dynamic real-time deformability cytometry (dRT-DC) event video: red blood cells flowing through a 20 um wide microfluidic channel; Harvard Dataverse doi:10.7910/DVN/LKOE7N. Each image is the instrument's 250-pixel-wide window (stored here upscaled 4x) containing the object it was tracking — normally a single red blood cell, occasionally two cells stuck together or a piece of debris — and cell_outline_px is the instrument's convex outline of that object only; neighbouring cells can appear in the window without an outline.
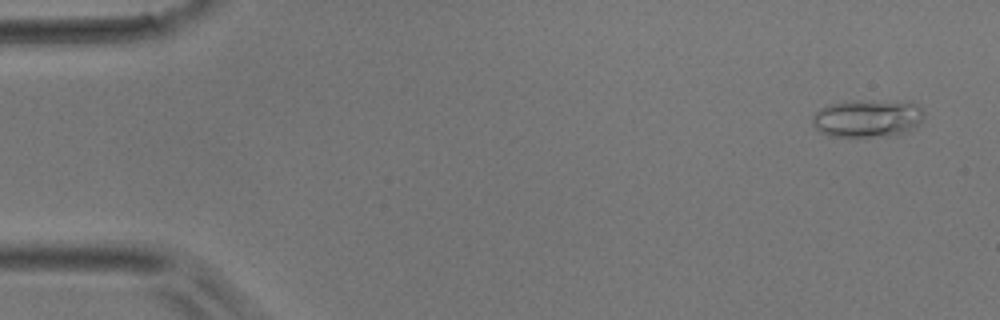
{"species": "common noctule bat (a hibernating species)", "species_latin": "Nyctalus noctula", "temperature_condition": "room temperature", "stored_images_in_passage": 9, "camera_frame_rate_fps": 3000, "um_per_image_px": 0.085, "animal": {"sex": "male", "body_mass_g": 17.9}, "frame": {"image": 1, "passage_image": 3, "time_ms": 0.667, "image_size_px": [1000, 320], "cell_outline_px": [[924, 116], [920, 124], [912, 128], [892, 136], [832, 136], [820, 132], [812, 124], [812, 116], [820, 108], [844, 100], [912, 100], [924, 112]], "centroid_in_image_um": [73.76, 10.02], "position_along_channel_um": 11.2, "area_um2": 24.97}}